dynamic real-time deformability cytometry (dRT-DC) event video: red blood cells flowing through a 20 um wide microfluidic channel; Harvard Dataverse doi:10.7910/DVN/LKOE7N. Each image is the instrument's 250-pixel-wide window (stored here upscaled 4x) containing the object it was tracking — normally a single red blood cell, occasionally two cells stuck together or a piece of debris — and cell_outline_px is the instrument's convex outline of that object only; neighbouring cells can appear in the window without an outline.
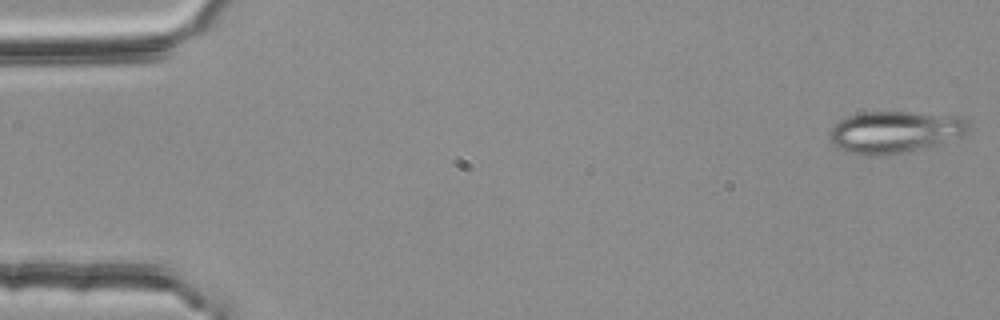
{"species": "common noctule bat (a hibernating species)", "species_latin": "Nyctalus noctula", "temperature_condition": "room temperature", "stored_images_in_passage": 16, "camera_frame_rate_fps": 3000, "um_per_image_px": 0.085, "animal": {"sex": "female", "body_mass_g": 25.1}, "frame": {"image": 1, "passage_image": 1, "time_ms": 0.0, "image_size_px": [1000, 320], "cell_outline_px": [[972, 124], [964, 132], [928, 148], [884, 156], [868, 156], [852, 152], [840, 148], [832, 144], [828, 140], [828, 136], [832, 128], [840, 120], [848, 116], [864, 112], [908, 112], [960, 116], [968, 120]], "centroid_in_image_um": [76.03, 11.22], "position_along_channel_um": 9.0, "area_um2": 33.76}}